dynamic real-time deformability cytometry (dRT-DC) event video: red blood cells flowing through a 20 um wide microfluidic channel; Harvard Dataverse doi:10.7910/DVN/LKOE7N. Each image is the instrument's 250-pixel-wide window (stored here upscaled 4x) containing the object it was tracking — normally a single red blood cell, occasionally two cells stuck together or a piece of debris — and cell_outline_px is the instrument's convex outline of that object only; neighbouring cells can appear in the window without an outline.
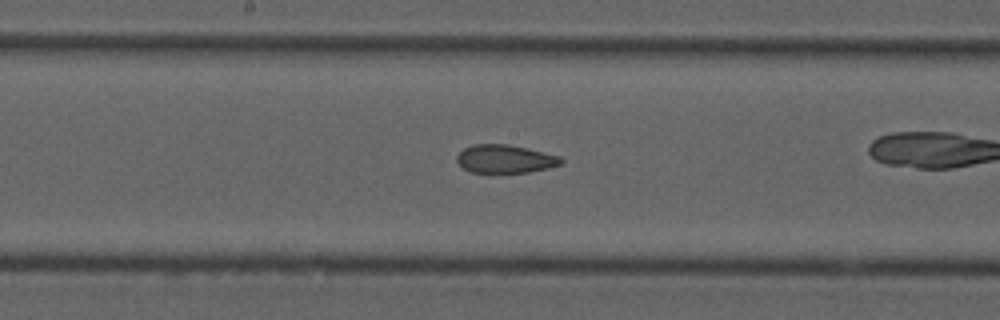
{"species": "common noctule bat (a hibernating species)", "species_latin": "Nyctalus noctula", "temperature_condition": "cold", "stored_images_in_passage": 39, "camera_frame_rate_fps": 3000, "um_per_image_px": 0.085, "animal": {"sex": "male", "forearm_length_mm": 52.5}, "frame": {"image": 1, "passage_image": 28, "time_ms": 9.0, "image_size_px": [1000, 320], "cell_outline_px": [[564, 160], [560, 164], [548, 168], [528, 172], [472, 172], [464, 168], [456, 160], [456, 156], [464, 148], [472, 144], [508, 144], [528, 148], [560, 156]], "centroid_in_image_um": [42.94, 13.49], "position_along_channel_um": 205.3, "area_um2": 17.05}}
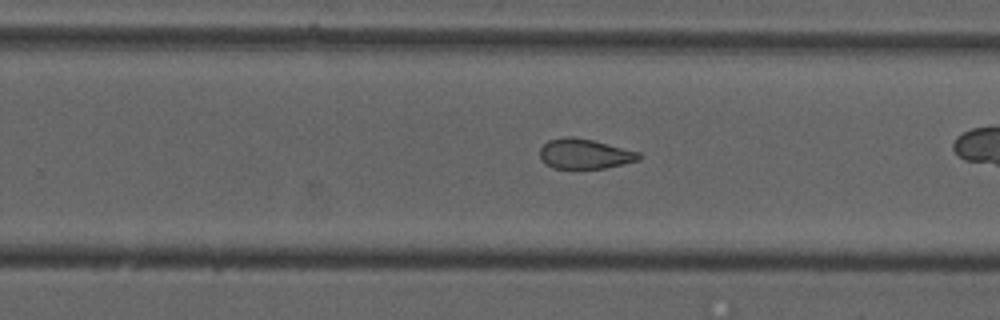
{"frame": {"image": 2, "passage_image": 34, "time_ms": 11.0, "image_size_px": [1000, 320], "cell_outline_px": [[640, 160], [604, 168], [552, 168], [544, 164], [540, 156], [540, 148], [548, 140], [564, 136], [572, 136], [592, 140], [640, 152]], "centroid_in_image_um": [49.66, 13.07], "position_along_channel_um": 280.1, "area_um2": 17.28}}